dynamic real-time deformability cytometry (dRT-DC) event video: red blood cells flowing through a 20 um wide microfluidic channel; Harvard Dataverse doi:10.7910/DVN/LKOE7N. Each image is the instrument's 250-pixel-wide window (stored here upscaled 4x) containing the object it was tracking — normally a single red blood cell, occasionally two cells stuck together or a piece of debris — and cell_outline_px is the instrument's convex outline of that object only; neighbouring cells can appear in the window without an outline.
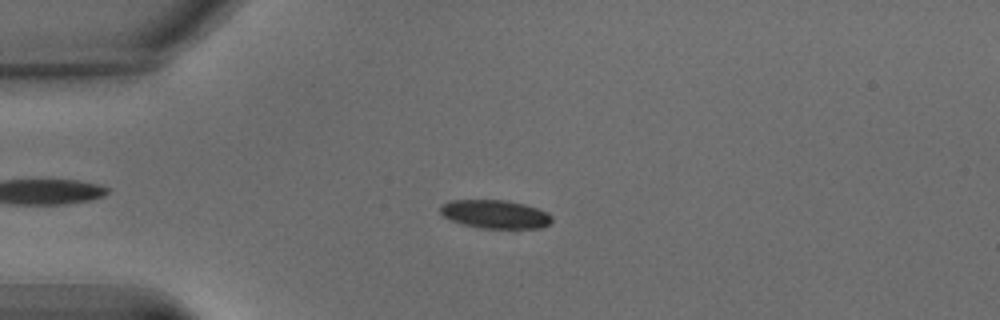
{"species": "common noctule bat (a hibernating species)", "species_latin": "Nyctalus noctula", "temperature_condition": "warm", "stored_images_in_passage": 65, "camera_frame_rate_fps": 3000, "um_per_image_px": 0.085, "animal": {"sex": "male", "body_mass_g": 15.6}, "frame": {"image": 1, "passage_image": 17, "time_ms": 5.333, "image_size_px": [1000, 320], "cell_outline_px": [[552, 220], [548, 224], [540, 228], [516, 232], [512, 232], [480, 228], [464, 224], [452, 220], [444, 216], [440, 212], [440, 208], [448, 200], [508, 200], [524, 204], [548, 212], [552, 216]], "centroid_in_image_um": [42.17, 18.26], "position_along_channel_um": 42.8, "area_um2": 19.31}}
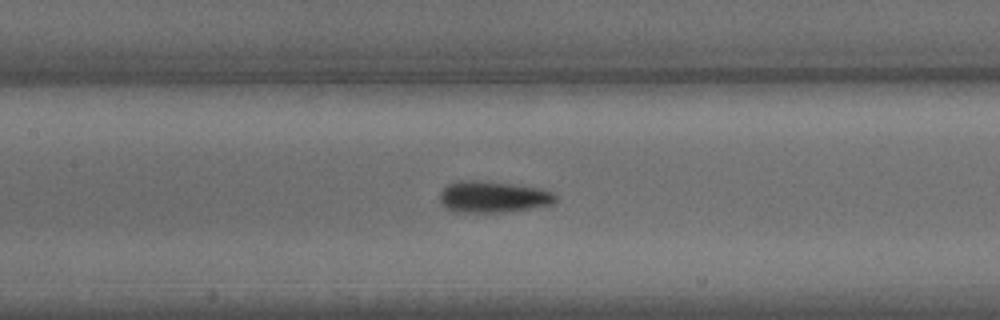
{"frame": {"image": 2, "passage_image": 31, "time_ms": 10.0, "image_size_px": [1000, 320], "cell_outline_px": [[556, 200], [552, 204], [532, 208], [504, 212], [456, 212], [444, 208], [440, 200], [440, 192], [448, 184], [456, 180], [480, 180], [512, 184], [540, 188], [552, 192], [556, 196]], "centroid_in_image_um": [41.87, 16.73], "position_along_channel_um": 165.5, "area_um2": 21.33}}
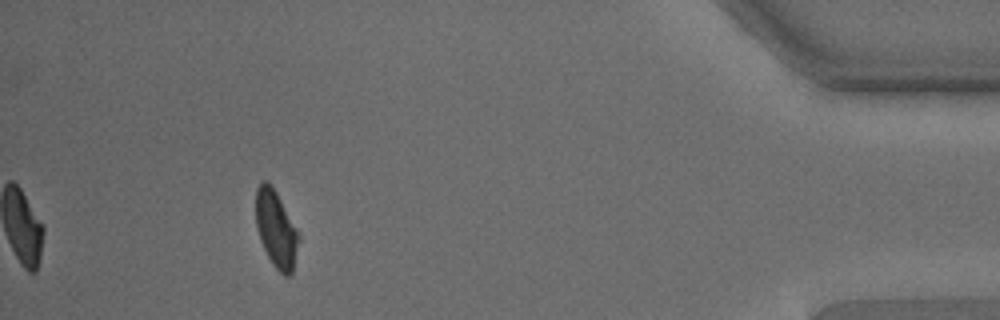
{"frame": {"image": 3, "passage_image": 60, "time_ms": 19.667, "image_size_px": [1000, 320], "cell_outline_px": [[300, 240], [292, 272], [288, 276], [284, 276], [272, 264], [260, 240], [256, 228], [256, 188], [264, 180], [268, 180], [276, 192], [296, 228], [300, 236]], "centroid_in_image_um": [23.46, 19.48], "position_along_channel_um": 411.7, "area_um2": 19.07}, "authors_computed_cell_mechanics": {"area_um2": 20.3456, "velocity_mm_per_s": 3.1348, "shape_relaxation_time_tau1_ms": 1.1745, "shape_relaxation_time_tau2_ms": 3.3576, "deformation_change_tau1": 0.0782, "deformation_change_tau2": 0.1458}}